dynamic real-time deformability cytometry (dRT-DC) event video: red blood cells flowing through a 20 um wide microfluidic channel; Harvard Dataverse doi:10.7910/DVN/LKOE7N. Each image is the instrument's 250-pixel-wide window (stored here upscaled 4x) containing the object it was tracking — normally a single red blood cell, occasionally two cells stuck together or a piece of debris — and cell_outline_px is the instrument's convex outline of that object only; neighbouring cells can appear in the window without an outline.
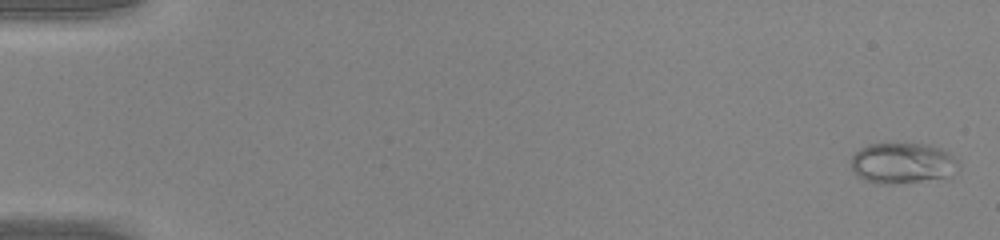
{"species": "common noctule bat (a hibernating species)", "species_latin": "Nyctalus noctula", "temperature_condition": "warm", "stored_images_in_passage": 50, "camera_frame_rate_fps": 3000, "um_per_image_px": 0.085, "animal": {"sex": "male", "body_mass_g": 20.0, "forearm_length_mm": 53.3}, "frame": {"image": 1, "passage_image": 2, "time_ms": 0.333, "image_size_px": [1000, 240], "cell_outline_px": [[960, 164], [948, 180], [892, 184], [876, 184], [864, 180], [856, 176], [852, 172], [852, 156], [860, 148], [868, 144], [928, 144], [940, 148], [948, 152], [960, 160]], "centroid_in_image_um": [76.77, 13.91], "position_along_channel_um": 8.2, "area_um2": 26.41}}
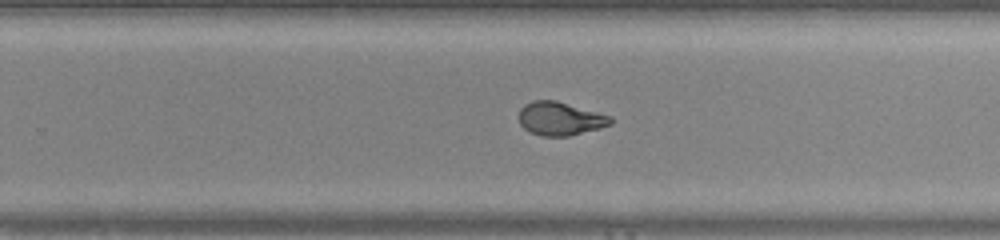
{"frame": {"image": 2, "passage_image": 33, "time_ms": 10.667, "image_size_px": [1000, 240], "cell_outline_px": [[612, 124], [600, 128], [568, 136], [540, 136], [528, 132], [520, 124], [520, 108], [524, 104], [532, 100], [556, 100], [612, 116]], "centroid_in_image_um": [47.6, 10.08], "position_along_channel_um": 282.2, "area_um2": 17.98}}
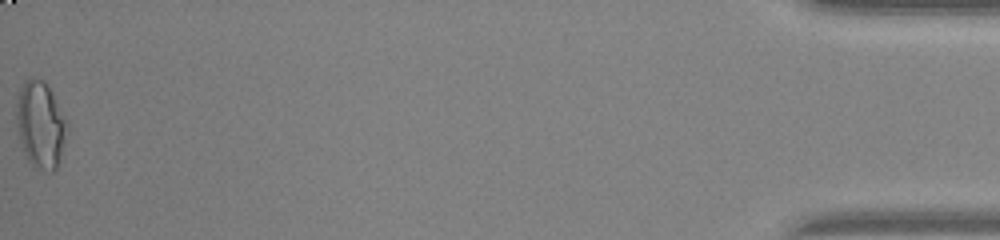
{"frame": {"image": 3, "passage_image": 50, "time_ms": 16.333, "image_size_px": [1000, 240], "cell_outline_px": [[68, 132], [56, 168], [52, 172], [32, 168], [24, 152], [16, 120], [16, 104], [20, 88], [28, 76], [44, 80], [68, 120]], "centroid_in_image_um": [3.46, 10.59], "position_along_channel_um": 431.7, "area_um2": 25.72}, "authors_computed_cell_mechanics": {"area_um2": 19.7676, "velocity_mm_per_s": 4.2789, "shape_relaxation_time_tau1_ms": null, "shape_relaxation_time_tau2_ms": 0.5492, "deformation_change_tau1": null, "deformation_change_tau2": 0.052}}